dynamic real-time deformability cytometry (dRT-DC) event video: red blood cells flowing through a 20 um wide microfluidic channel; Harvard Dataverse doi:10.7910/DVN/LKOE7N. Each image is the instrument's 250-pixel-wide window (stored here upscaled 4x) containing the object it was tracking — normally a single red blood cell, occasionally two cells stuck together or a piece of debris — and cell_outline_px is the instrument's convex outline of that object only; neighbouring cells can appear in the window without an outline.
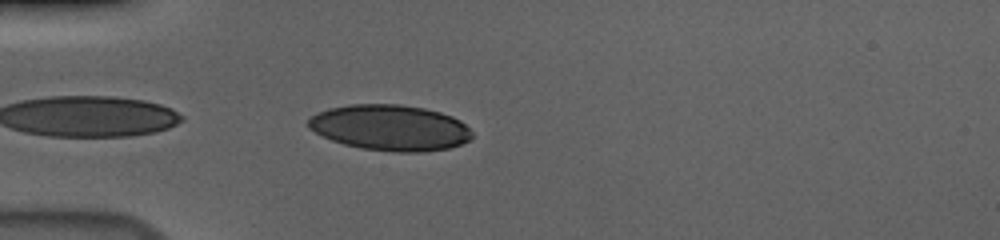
{"species": "human", "species_latin": "Homo sapiens", "temperature_condition": "cold", "stored_images_in_passage": 41, "camera_frame_rate_fps": 3000, "um_per_image_px": 0.085, "donor": {"sex": "male"}, "frame": {"image": 1, "passage_image": 2, "time_ms": 0.333, "image_size_px": [1000, 240], "cell_outline_px": [[472, 136], [468, 140], [460, 144], [448, 148], [424, 152], [396, 152], [360, 148], [344, 144], [332, 140], [308, 128], [308, 120], [316, 112], [328, 108], [348, 104], [400, 104], [424, 108], [440, 112], [452, 116], [460, 120], [472, 132]], "centroid_in_image_um": [33.14, 10.84], "position_along_channel_um": 51.9, "area_um2": 43.7}}
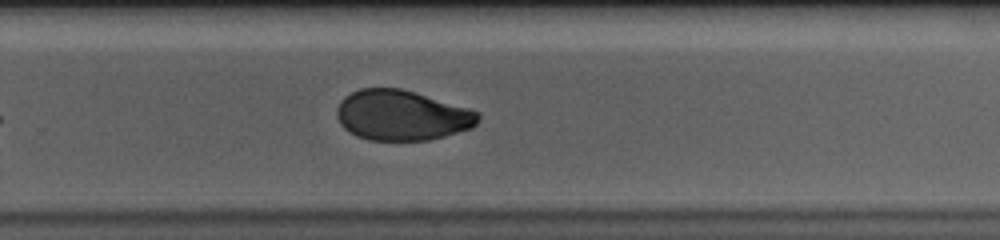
{"frame": {"image": 2, "passage_image": 23, "time_ms": 7.333, "image_size_px": [1000, 240], "cell_outline_px": [[480, 116], [476, 124], [472, 128], [444, 136], [428, 140], [368, 140], [356, 136], [348, 132], [340, 124], [336, 116], [336, 108], [340, 100], [344, 96], [360, 88], [400, 88], [416, 92], [468, 108], [480, 112]], "centroid_in_image_um": [34.12, 9.8], "position_along_channel_um": 295.7, "area_um2": 41.62}}
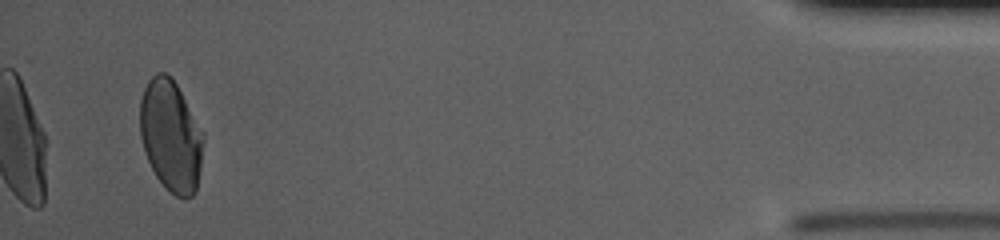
{"frame": {"image": 3, "passage_image": 39, "time_ms": 12.667, "image_size_px": [1000, 240], "cell_outline_px": [[204, 140], [200, 168], [196, 192], [192, 196], [184, 200], [176, 196], [156, 176], [144, 152], [140, 136], [140, 100], [144, 88], [148, 80], [156, 72], [164, 72], [176, 84], [204, 132]], "centroid_in_image_um": [14.52, 11.55], "position_along_channel_um": 420.7, "area_um2": 41.1}, "authors_computed_cell_mechanics": {"area_um2": 42.772, "velocity_mm_per_s": 3.6885, "shape_relaxation_time_tau1_ms": 7.6835, "shape_relaxation_time_tau2_ms": 1.3408, "deformation_change_tau1": 0.1727, "deformation_change_tau2": 0.0486}}